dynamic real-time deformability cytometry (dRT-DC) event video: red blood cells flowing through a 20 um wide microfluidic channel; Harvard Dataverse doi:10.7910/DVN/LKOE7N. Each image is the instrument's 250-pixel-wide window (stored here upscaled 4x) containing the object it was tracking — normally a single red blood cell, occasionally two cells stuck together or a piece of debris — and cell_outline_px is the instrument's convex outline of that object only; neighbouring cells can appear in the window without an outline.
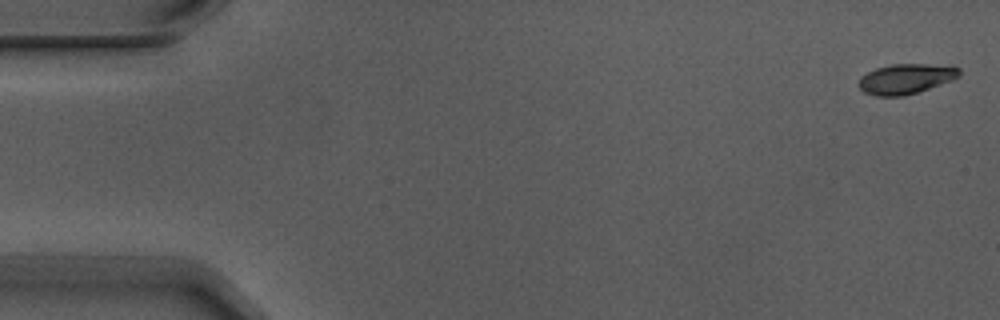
{"species": "Egyptian fruit bat (a non-hibernating species)", "species_latin": "Rousettus aegyptiacus", "temperature_condition": "warm", "stored_images_in_passage": 4, "camera_frame_rate_fps": 3000, "um_per_image_px": 0.085, "animal": {"sex": "male"}, "frame": {"image": 1, "passage_image": 1, "time_ms": 0.0, "image_size_px": [1000, 320], "cell_outline_px": [[960, 76], [952, 80], [904, 96], [876, 96], [864, 92], [856, 84], [860, 76], [876, 68], [892, 64], [928, 64], [960, 68]], "centroid_in_image_um": [76.94, 6.7], "position_along_channel_um": 8.1, "area_um2": 17.51}}
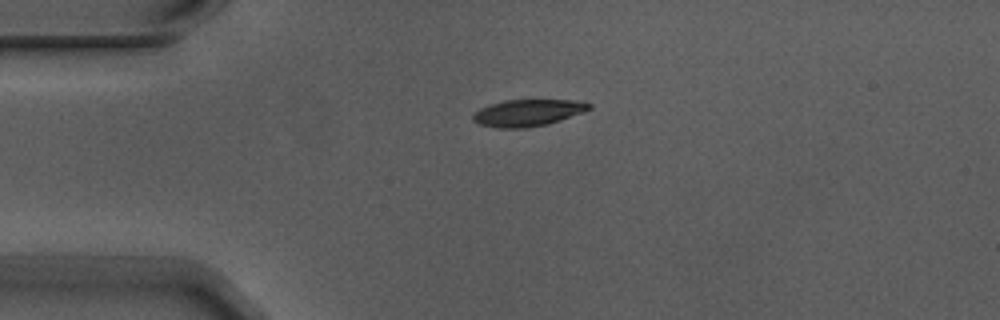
{"frame": {"image": 2, "passage_image": 3, "time_ms": 0.667, "image_size_px": [1000, 320], "cell_outline_px": [[592, 108], [560, 120], [548, 124], [524, 128], [500, 128], [480, 124], [472, 120], [472, 116], [480, 108], [488, 104], [504, 100], [572, 100], [592, 104]], "centroid_in_image_um": [44.83, 9.58], "position_along_channel_um": 40.2, "area_um2": 17.98}}